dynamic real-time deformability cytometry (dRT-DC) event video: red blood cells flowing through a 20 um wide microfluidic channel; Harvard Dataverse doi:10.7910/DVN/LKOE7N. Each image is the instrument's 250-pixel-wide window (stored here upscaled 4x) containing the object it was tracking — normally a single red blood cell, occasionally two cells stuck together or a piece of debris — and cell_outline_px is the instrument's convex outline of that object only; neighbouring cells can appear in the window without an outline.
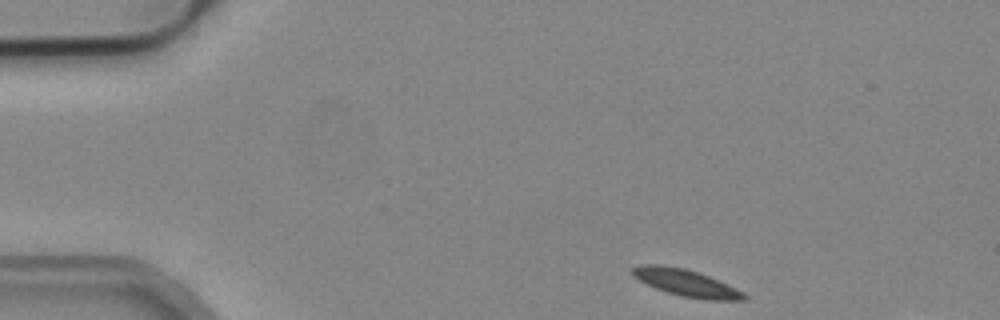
{"species": "common noctule bat (a hibernating species)", "species_latin": "Nyctalus noctula", "temperature_condition": "cold", "stored_images_in_passage": 4, "segment_of_instrument_passage": [1, 2], "camera_frame_rate_fps": 3000, "um_per_image_px": 0.085, "animal": {"sex": "male", "body_mass_g": 19.2, "forearm_length_mm": 51.8}, "frame": {"image": 1, "passage_image": 1, "time_ms": 0.0, "image_size_px": [1000, 320], "cell_outline_px": [[748, 296], [744, 300], [704, 300], [680, 296], [656, 288], [632, 276], [632, 268], [640, 264], [656, 264], [684, 268], [708, 276], [736, 288], [744, 292]], "centroid_in_image_um": [58.33, 24.05], "position_along_channel_um": 26.7, "area_um2": 17.34}}